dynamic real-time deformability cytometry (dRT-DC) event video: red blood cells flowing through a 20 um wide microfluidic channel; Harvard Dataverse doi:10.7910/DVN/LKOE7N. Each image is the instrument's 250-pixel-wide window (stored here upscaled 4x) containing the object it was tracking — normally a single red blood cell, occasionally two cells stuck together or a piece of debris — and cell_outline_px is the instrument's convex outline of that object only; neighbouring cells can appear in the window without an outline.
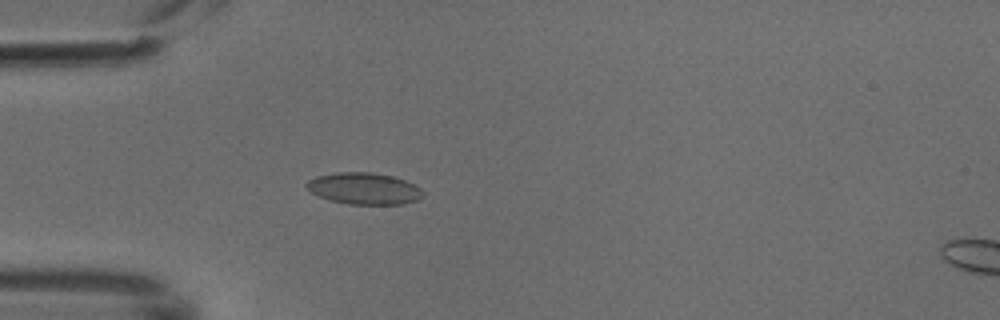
{"species": "common noctule bat (a hibernating species)", "species_latin": "Nyctalus noctula", "temperature_condition": "cold", "stored_images_in_passage": 5, "camera_frame_rate_fps": 3000, "um_per_image_px": 0.085, "animal": {"sex": "male", "body_mass_g": 18.8}, "frame": {"image": 1, "passage_image": 4, "time_ms": 1.0, "image_size_px": [1000, 320], "cell_outline_px": [[424, 196], [416, 200], [404, 204], [348, 204], [328, 200], [308, 192], [304, 184], [308, 180], [316, 176], [336, 172], [372, 172], [392, 176], [404, 180], [420, 188], [424, 192]], "centroid_in_image_um": [30.89, 16.03], "position_along_channel_um": 54.1, "area_um2": 21.68}}